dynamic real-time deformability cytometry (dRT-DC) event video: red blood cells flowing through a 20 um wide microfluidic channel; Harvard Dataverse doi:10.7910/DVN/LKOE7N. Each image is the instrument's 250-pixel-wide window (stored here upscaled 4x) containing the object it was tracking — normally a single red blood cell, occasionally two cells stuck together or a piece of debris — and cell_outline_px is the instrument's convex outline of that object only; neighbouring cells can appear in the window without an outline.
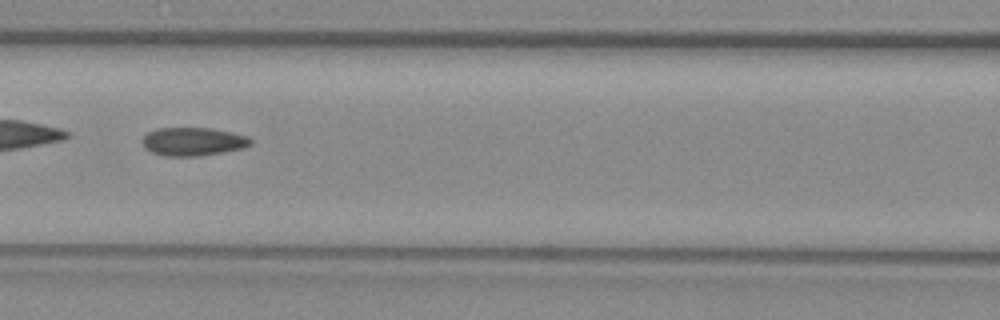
{"species": "common noctule bat (a hibernating species)", "species_latin": "Nyctalus noctula", "temperature_condition": "warm", "stored_images_in_passage": 50, "camera_frame_rate_fps": 3000, "um_per_image_px": 0.085, "animal": {"sex": "female", "body_mass_g": 29.2, "forearm_length_mm": 56.3}, "frame": {"image": 1, "passage_image": 22, "time_ms": 7.0, "image_size_px": [1000, 320], "cell_outline_px": [[252, 144], [244, 148], [196, 156], [164, 156], [152, 152], [144, 148], [140, 140], [148, 132], [156, 128], [212, 128], [232, 132], [248, 136], [252, 140]], "centroid_in_image_um": [16.39, 12.02], "position_along_channel_um": 150.2, "area_um2": 17.98}, "authors_computed_cell_mechanics": {"area_um2": 17.9758, "velocity_mm_per_s": 3.9865, "shape_relaxation_time_tau1_ms": null, "shape_relaxation_time_tau2_ms": 2.9556, "deformation_change_tau1": null, "deformation_change_tau2": 0.0896}}